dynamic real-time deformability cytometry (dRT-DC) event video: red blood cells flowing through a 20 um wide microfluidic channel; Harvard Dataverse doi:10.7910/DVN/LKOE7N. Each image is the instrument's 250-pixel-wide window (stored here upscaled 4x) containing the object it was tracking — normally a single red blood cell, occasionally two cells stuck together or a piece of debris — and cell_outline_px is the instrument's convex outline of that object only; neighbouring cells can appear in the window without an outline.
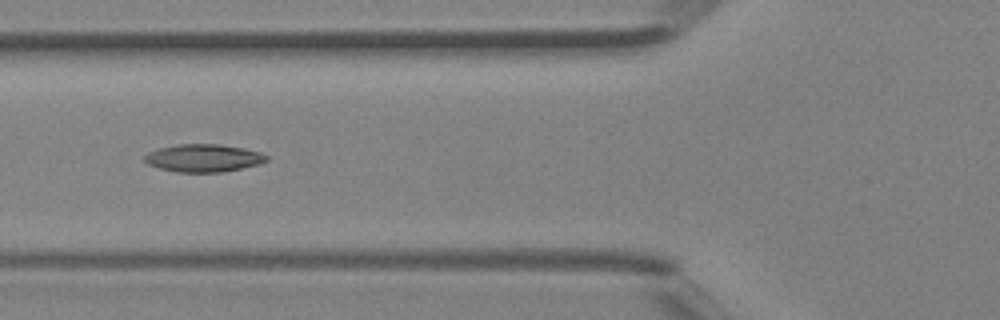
{"species": "Egyptian fruit bat (a non-hibernating species)", "species_latin": "Rousettus aegyptiacus", "temperature_condition": "room temperature", "stored_images_in_passage": 5, "camera_frame_rate_fps": 3000, "um_per_image_px": 0.085, "animal": {"sex": "female"}, "frame": {"image": 1, "passage_image": 5, "time_ms": 1.333, "image_size_px": [1000, 320], "cell_outline_px": [[268, 160], [260, 164], [224, 172], [176, 172], [160, 168], [148, 164], [144, 160], [144, 156], [148, 152], [160, 148], [176, 144], [220, 144], [244, 148], [260, 152], [268, 156]], "centroid_in_image_um": [17.31, 13.43], "position_along_channel_um": 108.5, "area_um2": 19.77}}